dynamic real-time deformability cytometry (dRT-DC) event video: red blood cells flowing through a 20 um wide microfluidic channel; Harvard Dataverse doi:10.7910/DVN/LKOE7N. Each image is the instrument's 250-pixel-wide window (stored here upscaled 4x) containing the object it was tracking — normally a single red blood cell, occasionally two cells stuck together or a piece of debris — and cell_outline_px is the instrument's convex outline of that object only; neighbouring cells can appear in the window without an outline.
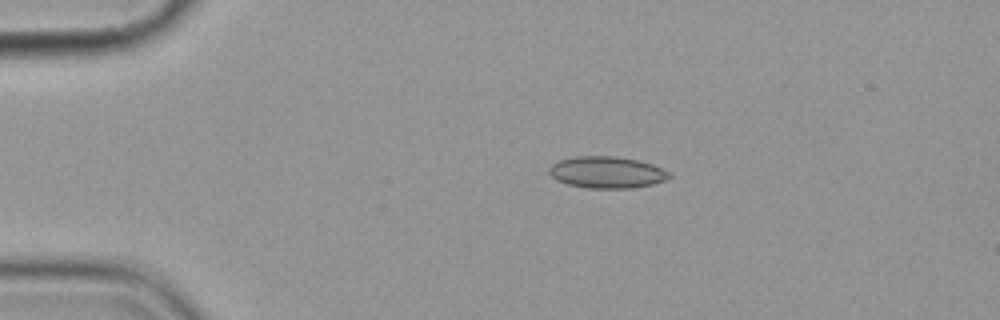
{"species": "common noctule bat (a hibernating species)", "species_latin": "Nyctalus noctula", "temperature_condition": "cold", "stored_images_in_passage": 7, "camera_frame_rate_fps": 3000, "um_per_image_px": 0.085, "animal": {"sex": "female", "body_mass_g": 19.9}, "frame": {"image": 1, "passage_image": 1, "time_ms": 0.0, "image_size_px": [1000, 320], "cell_outline_px": [[672, 176], [664, 180], [652, 184], [632, 188], [588, 188], [568, 184], [556, 180], [548, 172], [548, 168], [552, 164], [560, 160], [576, 156], [612, 156], [636, 160], [652, 164], [668, 172]], "centroid_in_image_um": [51.54, 14.65], "position_along_channel_um": 33.5, "area_um2": 21.96}}
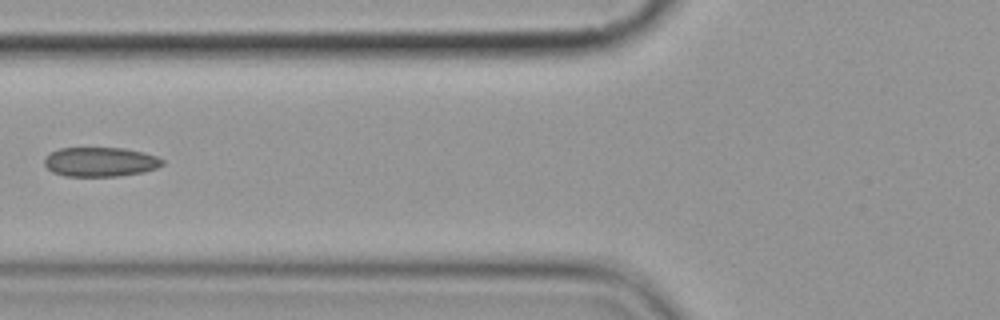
{"frame": {"image": 2, "passage_image": 4, "time_ms": 3.667, "image_size_px": [1000, 320], "cell_outline_px": [[164, 164], [156, 168], [144, 172], [120, 176], [64, 176], [52, 172], [44, 164], [44, 160], [52, 152], [60, 148], [124, 148], [144, 152], [156, 156], [164, 160]], "centroid_in_image_um": [8.55, 13.76], "position_along_channel_um": 117.2, "area_um2": 20.23}}
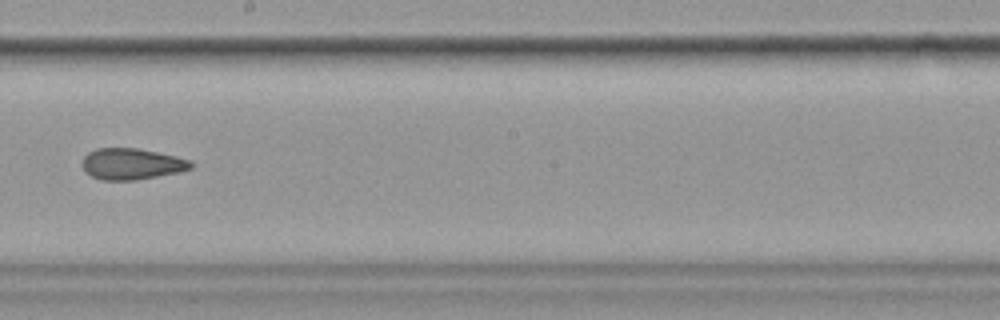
{"frame": {"image": 3, "passage_image": 7, "time_ms": 7.0, "image_size_px": [1000, 320], "cell_outline_px": [[192, 168], [180, 172], [136, 180], [100, 180], [84, 172], [84, 156], [88, 152], [96, 148], [136, 148], [176, 156], [192, 160]], "centroid_in_image_um": [11.21, 13.94], "position_along_channel_um": 237.0, "area_um2": 19.77}}